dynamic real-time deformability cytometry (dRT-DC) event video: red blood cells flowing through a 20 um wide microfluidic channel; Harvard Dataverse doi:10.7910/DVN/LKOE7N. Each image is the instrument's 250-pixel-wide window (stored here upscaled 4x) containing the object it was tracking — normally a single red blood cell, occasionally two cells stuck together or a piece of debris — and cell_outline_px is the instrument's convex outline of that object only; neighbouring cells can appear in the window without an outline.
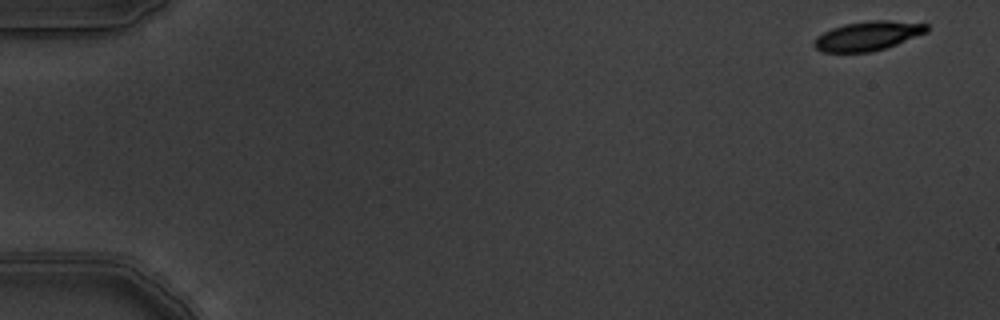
{"species": "common noctule bat (a hibernating species)", "species_latin": "Nyctalus noctula", "temperature_condition": "warm", "stored_images_in_passage": 7, "camera_frame_rate_fps": 3000, "um_per_image_px": 0.085, "animal": {"sex": "male", "body_mass_g": 19.5, "forearm_length_mm": 54.6}, "frame": {"image": 1, "passage_image": 1, "time_ms": 0.0, "image_size_px": [1000, 320], "cell_outline_px": [[928, 32], [896, 44], [884, 48], [868, 52], [820, 52], [812, 44], [816, 36], [832, 28], [844, 24], [868, 20], [888, 20], [928, 24]], "centroid_in_image_um": [73.74, 3.04], "position_along_channel_um": 11.3, "area_um2": 19.19}}
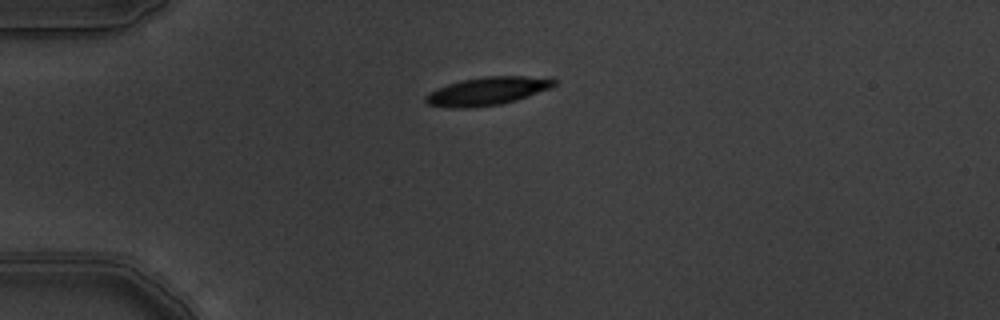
{"frame": {"image": 2, "passage_image": 5, "time_ms": 1.333, "image_size_px": [1000, 320], "cell_outline_px": [[556, 84], [548, 88], [528, 96], [516, 100], [500, 104], [472, 108], [448, 108], [428, 104], [424, 100], [424, 96], [428, 92], [436, 88], [460, 80], [484, 76], [524, 76], [556, 80]], "centroid_in_image_um": [41.31, 7.75], "position_along_channel_um": 43.7, "area_um2": 20.98}}